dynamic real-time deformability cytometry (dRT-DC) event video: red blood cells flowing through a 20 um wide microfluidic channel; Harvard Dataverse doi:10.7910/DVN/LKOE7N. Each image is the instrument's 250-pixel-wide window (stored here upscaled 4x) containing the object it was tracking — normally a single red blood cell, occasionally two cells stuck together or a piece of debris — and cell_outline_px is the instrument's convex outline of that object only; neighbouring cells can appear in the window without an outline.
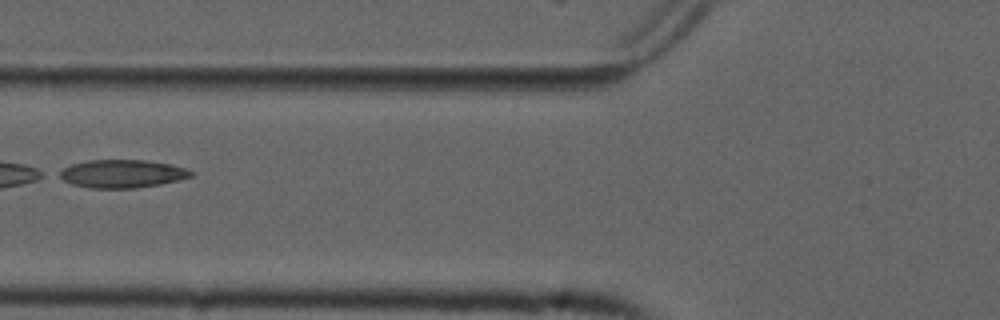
{"species": "common noctule bat (a hibernating species)", "species_latin": "Nyctalus noctula", "temperature_condition": "cold", "stored_images_in_passage": 6, "camera_frame_rate_fps": 3000, "um_per_image_px": 0.085, "animal": {"sex": "male", "forearm_length_mm": 52.5}, "frame": {"image": 1, "passage_image": 5, "time_ms": 1.333, "image_size_px": [1000, 320], "cell_outline_px": [[192, 176], [180, 180], [160, 184], [132, 188], [88, 188], [72, 184], [56, 176], [56, 172], [72, 164], [88, 160], [148, 160], [172, 164], [184, 168], [192, 172]], "centroid_in_image_um": [10.34, 14.76], "position_along_channel_um": 115.5, "area_um2": 21.62}}
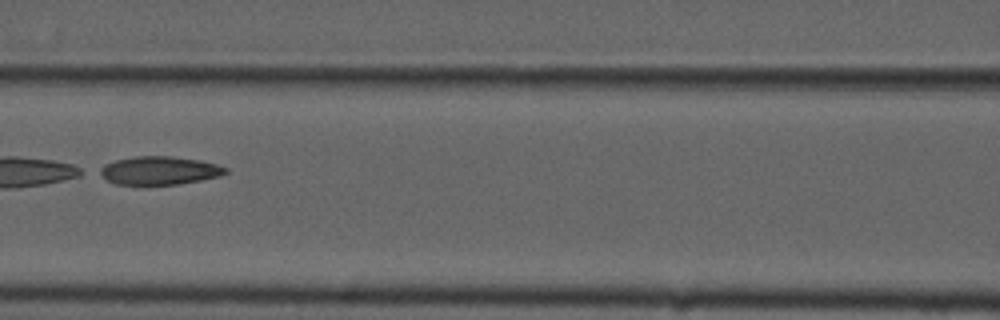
{"frame": {"image": 2, "passage_image": 6, "time_ms": 1.667, "image_size_px": [1000, 320], "cell_outline_px": [[228, 172], [220, 176], [200, 180], [176, 184], [116, 184], [108, 180], [96, 172], [96, 168], [104, 164], [116, 160], [136, 156], [168, 156], [200, 160], [216, 164], [228, 168]], "centroid_in_image_um": [13.51, 14.48], "position_along_channel_um": 153.1, "area_um2": 20.69}}